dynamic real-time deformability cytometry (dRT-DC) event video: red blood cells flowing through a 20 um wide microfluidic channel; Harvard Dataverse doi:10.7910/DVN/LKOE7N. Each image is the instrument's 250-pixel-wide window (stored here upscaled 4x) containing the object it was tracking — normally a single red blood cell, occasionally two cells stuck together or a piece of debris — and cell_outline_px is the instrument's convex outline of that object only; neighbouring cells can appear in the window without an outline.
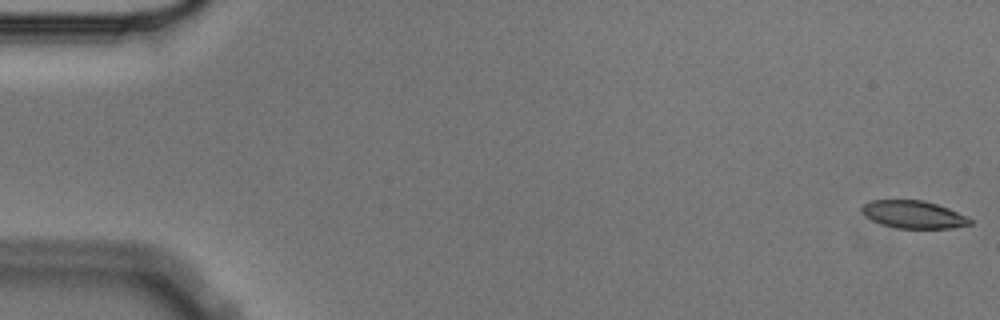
{"species": "Egyptian fruit bat (a non-hibernating species)", "species_latin": "Rousettus aegyptiacus", "temperature_condition": "cold", "stored_images_in_passage": 56, "camera_frame_rate_fps": 3000, "um_per_image_px": 0.085, "animal": {"sex": "male"}, "frame": {"image": 1, "passage_image": 1, "time_ms": 0.0, "image_size_px": [1000, 320], "cell_outline_px": [[972, 224], [952, 228], [896, 228], [880, 224], [872, 220], [860, 208], [864, 204], [872, 200], [924, 200], [948, 208], [968, 216], [972, 220]], "centroid_in_image_um": [77.68, 18.23], "position_along_channel_um": 7.3, "area_um2": 17.34}}
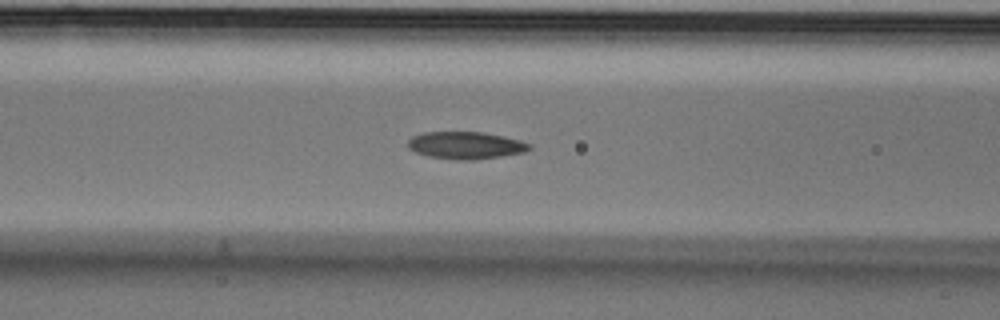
{"frame": {"image": 2, "passage_image": 23, "time_ms": 7.333, "image_size_px": [1000, 320], "cell_outline_px": [[532, 148], [524, 152], [476, 160], [456, 160], [428, 156], [416, 152], [408, 148], [408, 140], [412, 136], [424, 132], [484, 132], [504, 136], [520, 140], [532, 144]], "centroid_in_image_um": [39.6, 12.35], "position_along_channel_um": 127.0, "area_um2": 19.42}}
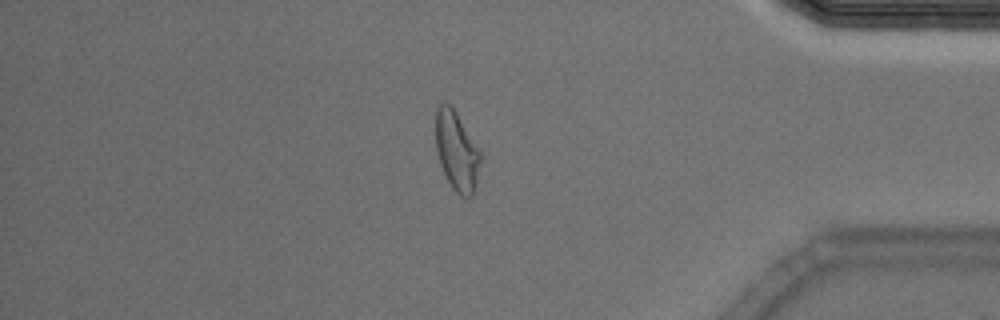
{"frame": {"image": 3, "passage_image": 48, "time_ms": 15.667, "image_size_px": [1000, 320], "cell_outline_px": [[480, 160], [476, 180], [472, 196], [460, 196], [452, 188], [440, 164], [436, 148], [436, 108], [444, 100], [452, 104], [480, 152]], "centroid_in_image_um": [38.79, 12.78], "position_along_channel_um": 396.4, "area_um2": 20.4}, "authors_computed_cell_mechanics": {"area_um2": 19.363, "velocity_mm_per_s": 3.5786, "shape_relaxation_time_tau1_ms": 4.9804, "shape_relaxation_time_tau2_ms": 3.4805, "deformation_change_tau1": 0.159, "deformation_change_tau2": 0.1011}}